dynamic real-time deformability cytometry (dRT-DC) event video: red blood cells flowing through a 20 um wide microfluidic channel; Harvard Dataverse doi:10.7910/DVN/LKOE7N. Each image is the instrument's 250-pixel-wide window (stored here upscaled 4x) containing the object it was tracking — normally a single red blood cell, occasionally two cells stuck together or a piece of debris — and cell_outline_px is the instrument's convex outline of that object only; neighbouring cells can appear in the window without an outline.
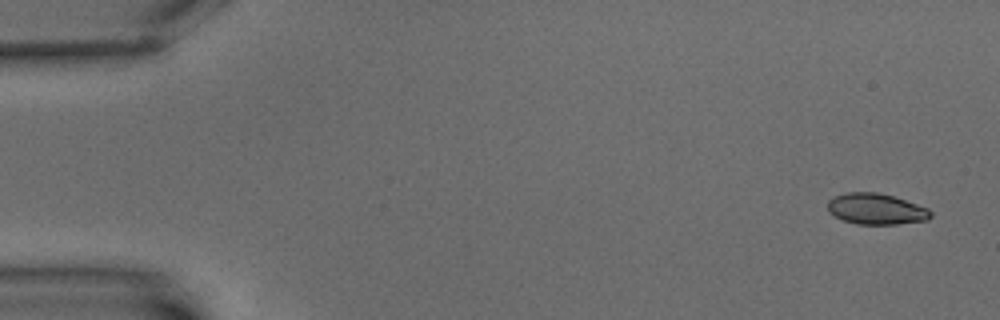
{"species": "common noctule bat (a hibernating species)", "species_latin": "Nyctalus noctula", "temperature_condition": "warm", "stored_images_in_passage": 5, "camera_frame_rate_fps": 3000, "um_per_image_px": 0.085, "animal": {"sex": "male", "body_mass_g": 15.6}, "frame": {"image": 1, "passage_image": 1, "time_ms": 0.0, "image_size_px": [1000, 320], "cell_outline_px": [[932, 216], [928, 220], [896, 224], [856, 224], [844, 220], [828, 212], [828, 200], [836, 196], [848, 192], [876, 192], [892, 196], [928, 208], [932, 212]], "centroid_in_image_um": [74.48, 17.77], "position_along_channel_um": 10.5, "area_um2": 18.44}}
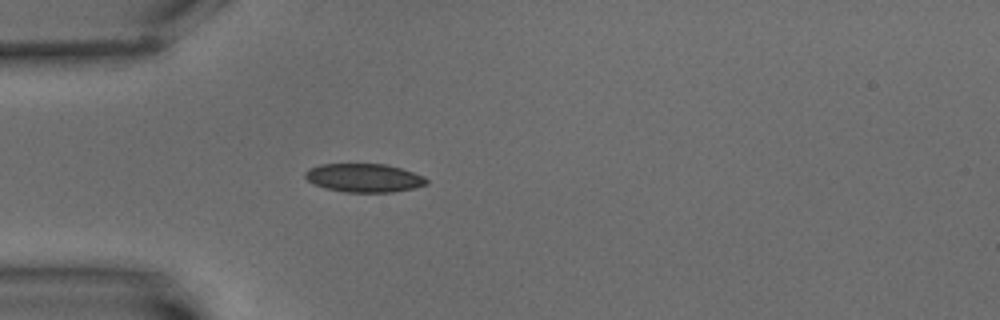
{"frame": {"image": 2, "passage_image": 5, "time_ms": 5.333, "image_size_px": [1000, 320], "cell_outline_px": [[428, 184], [412, 188], [392, 192], [344, 192], [324, 188], [308, 180], [304, 176], [304, 172], [308, 168], [320, 164], [388, 164], [424, 176], [428, 180]], "centroid_in_image_um": [30.93, 15.11], "position_along_channel_um": 54.1, "area_um2": 20.17}}